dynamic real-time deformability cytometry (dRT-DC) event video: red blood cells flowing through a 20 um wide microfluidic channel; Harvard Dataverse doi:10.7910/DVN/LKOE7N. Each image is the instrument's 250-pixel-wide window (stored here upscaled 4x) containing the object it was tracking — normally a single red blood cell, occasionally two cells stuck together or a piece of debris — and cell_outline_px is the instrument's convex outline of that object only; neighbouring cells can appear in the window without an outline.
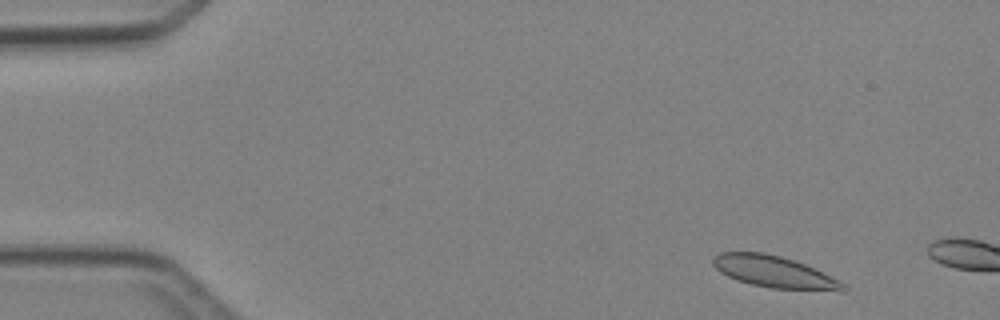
{"species": "Egyptian fruit bat (a non-hibernating species)", "species_latin": "Rousettus aegyptiacus", "temperature_condition": "cold", "stored_images_in_passage": 2, "camera_frame_rate_fps": 3000, "um_per_image_px": 0.085, "animal": {"sex": "female"}, "frame": {"image": 1, "passage_image": 1, "time_ms": 0.0, "image_size_px": [1000, 320], "cell_outline_px": [[848, 288], [844, 292], [840, 292], [772, 288], [752, 284], [728, 276], [720, 272], [712, 264], [712, 256], [720, 252], [764, 252], [780, 256], [804, 264], [840, 280]], "centroid_in_image_um": [65.85, 23.12], "position_along_channel_um": 19.2, "area_um2": 24.1}}